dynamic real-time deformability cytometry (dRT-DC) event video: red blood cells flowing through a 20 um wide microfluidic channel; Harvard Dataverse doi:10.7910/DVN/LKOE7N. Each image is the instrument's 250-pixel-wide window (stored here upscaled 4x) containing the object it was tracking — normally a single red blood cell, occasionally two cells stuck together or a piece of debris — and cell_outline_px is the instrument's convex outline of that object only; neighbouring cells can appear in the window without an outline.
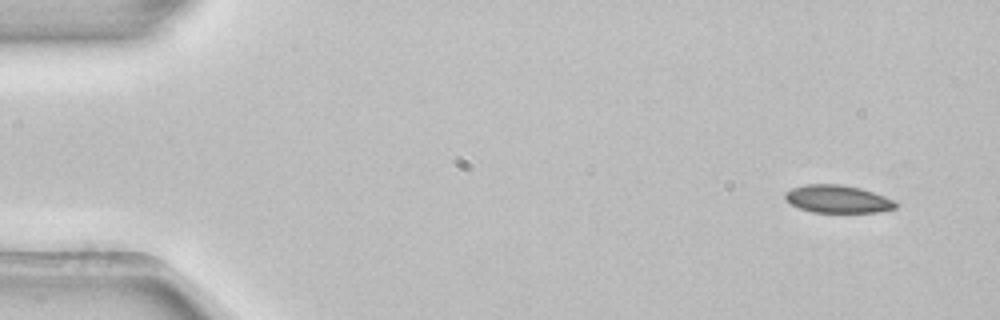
{"species": "common noctule bat (a hibernating species)", "species_latin": "Nyctalus noctula", "temperature_condition": "room temperature", "stored_images_in_passage": 4, "camera_frame_rate_fps": 3000, "um_per_image_px": 0.085, "animal": {"sex": "female", "body_mass_g": 22.7, "forearm_length_mm": 54.2}, "frame": {"image": 1, "passage_image": 1, "time_ms": 0.0, "image_size_px": [1000, 320], "cell_outline_px": [[896, 208], [876, 212], [812, 212], [800, 208], [784, 200], [784, 192], [792, 188], [804, 184], [840, 184], [860, 188], [884, 196], [892, 200], [896, 204]], "centroid_in_image_um": [71.14, 16.91], "position_along_channel_um": 13.9, "area_um2": 17.74}}
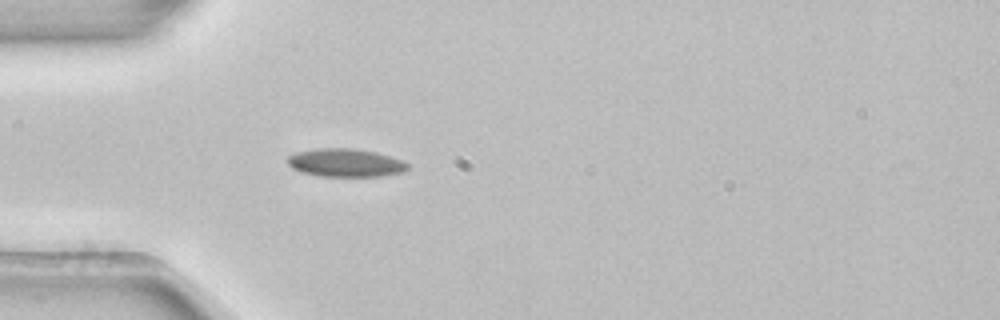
{"frame": {"image": 2, "passage_image": 4, "time_ms": 1.0, "image_size_px": [1000, 320], "cell_outline_px": [[408, 168], [404, 172], [380, 176], [320, 176], [300, 172], [292, 168], [288, 164], [288, 156], [296, 152], [320, 148], [352, 148], [376, 152], [400, 160], [408, 164]], "centroid_in_image_um": [29.34, 13.84], "position_along_channel_um": 55.7, "area_um2": 19.59}}